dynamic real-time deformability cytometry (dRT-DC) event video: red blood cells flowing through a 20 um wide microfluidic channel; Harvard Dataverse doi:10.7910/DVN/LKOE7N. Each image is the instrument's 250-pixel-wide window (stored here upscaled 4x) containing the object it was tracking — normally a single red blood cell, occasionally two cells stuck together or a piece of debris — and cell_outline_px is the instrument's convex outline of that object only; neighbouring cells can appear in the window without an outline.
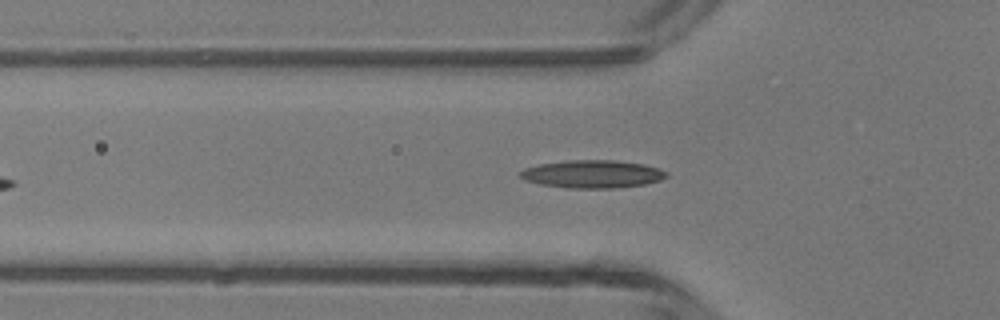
{"species": "common noctule bat (a hibernating species)", "species_latin": "Nyctalus noctula", "temperature_condition": "room temperature", "stored_images_in_passage": 34, "camera_frame_rate_fps": 3000, "um_per_image_px": 0.085, "animal": {"sex": "male", "body_mass_g": 13.3}, "frame": {"image": 1, "passage_image": 5, "time_ms": 1.333, "image_size_px": [1000, 320], "cell_outline_px": [[668, 176], [660, 180], [644, 184], [612, 188], [568, 188], [540, 184], [524, 180], [520, 176], [520, 172], [524, 168], [540, 164], [568, 160], [612, 160], [644, 164], [660, 168], [668, 172]], "centroid_in_image_um": [50.37, 14.79], "position_along_channel_um": 75.4, "area_um2": 23.7}}
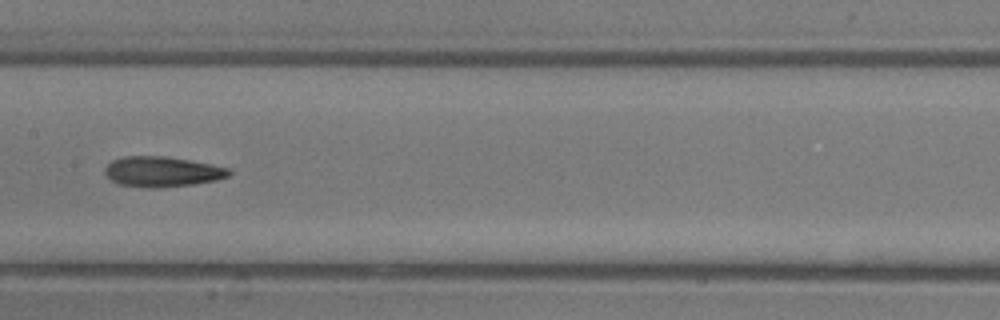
{"frame": {"image": 2, "passage_image": 13, "time_ms": 4.0, "image_size_px": [1000, 320], "cell_outline_px": [[232, 172], [228, 176], [216, 180], [192, 184], [160, 188], [148, 188], [120, 184], [112, 180], [104, 172], [104, 168], [112, 160], [124, 156], [164, 156], [188, 160], [228, 168]], "centroid_in_image_um": [13.75, 14.59], "position_along_channel_um": 193.6, "area_um2": 21.68}}
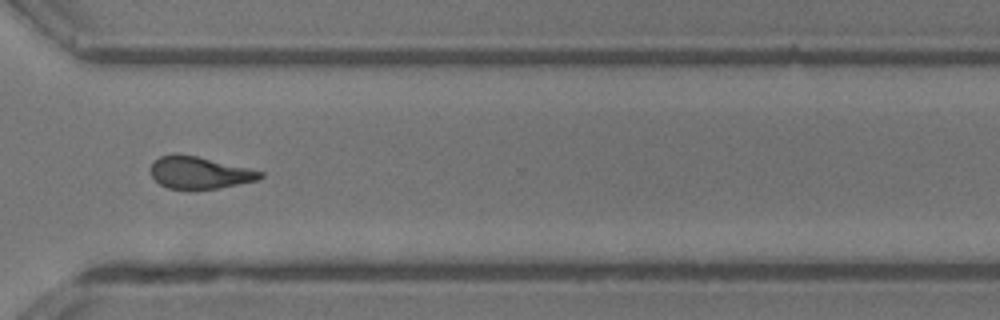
{"frame": {"image": 3, "passage_image": 24, "time_ms": 7.667, "image_size_px": [1000, 320], "cell_outline_px": [[264, 176], [256, 180], [216, 188], [168, 188], [160, 184], [152, 176], [152, 164], [160, 156], [176, 152], [196, 156], [248, 168], [264, 172]], "centroid_in_image_um": [16.94, 14.65], "position_along_channel_um": 353.7, "area_um2": 20.0}, "authors_computed_cell_mechanics": {"area_um2": 20.9236, "velocity_mm_per_s": 4.3756, "shape_relaxation_time_tau1_ms": 9.2894, "shape_relaxation_time_tau2_ms": 6.1681, "deformation_change_tau1": 0.2568, "deformation_change_tau2": 0.1935}}